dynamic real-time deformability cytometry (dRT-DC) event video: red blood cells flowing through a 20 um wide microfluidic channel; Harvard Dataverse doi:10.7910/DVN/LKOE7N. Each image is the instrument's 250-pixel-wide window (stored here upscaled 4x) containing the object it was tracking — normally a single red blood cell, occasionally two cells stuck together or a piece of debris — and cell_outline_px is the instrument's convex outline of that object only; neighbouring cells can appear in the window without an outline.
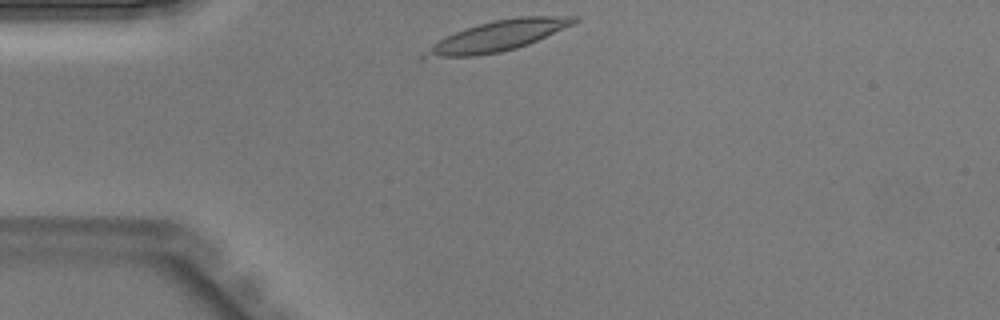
{"species": "Egyptian fruit bat (a non-hibernating species)", "species_latin": "Rousettus aegyptiacus", "temperature_condition": "warm", "stored_images_in_passage": 26, "camera_frame_rate_fps": 3000, "um_per_image_px": 0.085, "animal": {"sex": "male"}, "frame": {"image": 1, "passage_image": 1, "time_ms": 0.0, "image_size_px": [1000, 320], "cell_outline_px": [[580, 20], [572, 24], [528, 44], [516, 48], [500, 52], [476, 56], [424, 60], [420, 60], [420, 56], [432, 44], [444, 36], [464, 28], [492, 20], [516, 16], [580, 16]], "centroid_in_image_um": [42.18, 3.08], "position_along_channel_um": 42.8, "area_um2": 26.93}}
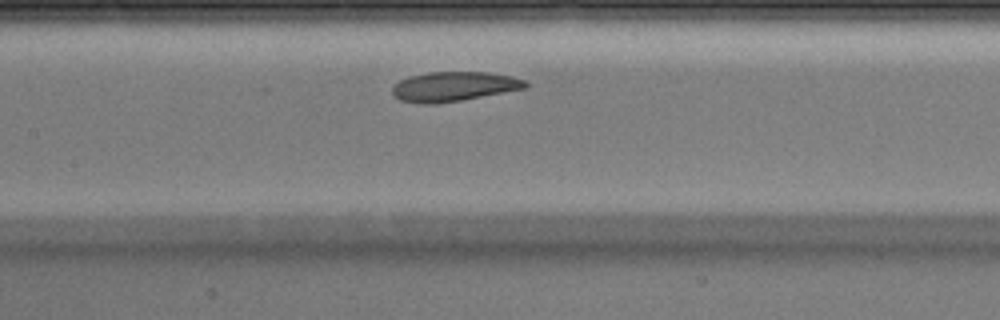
{"frame": {"image": 2, "passage_image": 11, "time_ms": 3.333, "image_size_px": [1000, 320], "cell_outline_px": [[528, 88], [460, 100], [436, 104], [424, 104], [400, 100], [392, 92], [392, 84], [408, 76], [428, 72], [488, 72], [512, 76], [524, 80], [528, 84]], "centroid_in_image_um": [38.56, 7.34], "position_along_channel_um": 168.8, "area_um2": 23.0}}
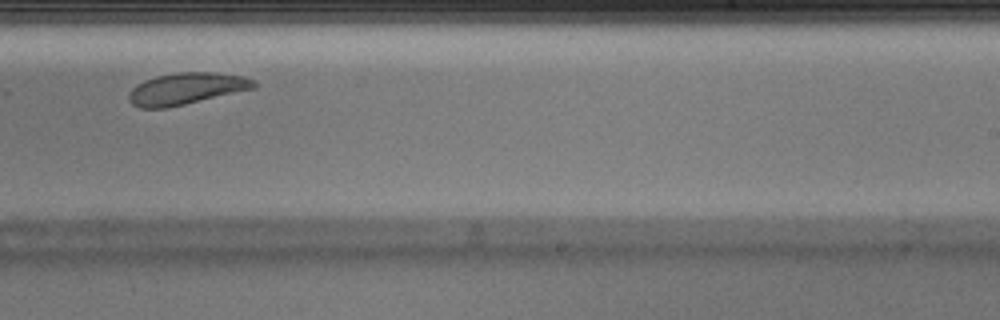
{"frame": {"image": 3, "passage_image": 18, "time_ms": 5.667, "image_size_px": [1000, 320], "cell_outline_px": [[256, 88], [168, 108], [140, 108], [132, 104], [128, 100], [128, 92], [136, 84], [144, 80], [156, 76], [176, 72], [216, 72], [244, 76], [256, 80]], "centroid_in_image_um": [15.83, 7.53], "position_along_channel_um": 273.2, "area_um2": 23.41}}